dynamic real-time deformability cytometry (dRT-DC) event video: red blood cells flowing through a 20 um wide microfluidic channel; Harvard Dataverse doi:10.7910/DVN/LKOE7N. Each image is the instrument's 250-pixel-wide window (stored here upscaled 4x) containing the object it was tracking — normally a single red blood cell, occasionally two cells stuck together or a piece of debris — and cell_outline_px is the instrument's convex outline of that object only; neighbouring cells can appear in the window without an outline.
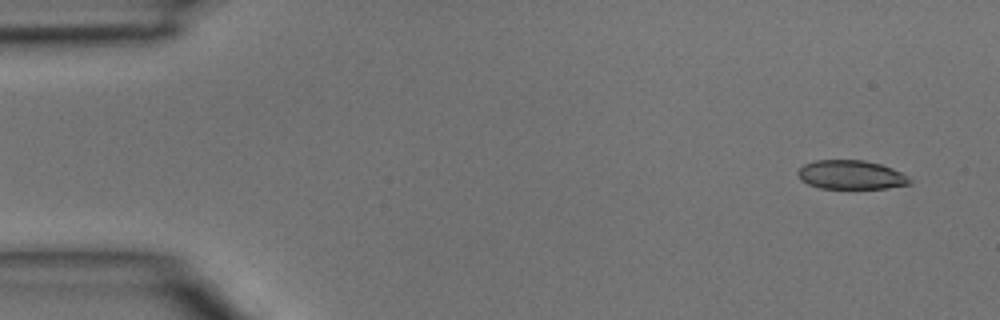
{"species": "common noctule bat (a hibernating species)", "species_latin": "Nyctalus noctula", "temperature_condition": "room temperature", "stored_images_in_passage": 5, "camera_frame_rate_fps": 3000, "um_per_image_px": 0.085, "animal": {"sex": "male", "body_mass_g": 15.6}, "frame": {"image": 1, "passage_image": 1, "time_ms": 0.0, "image_size_px": [1000, 320], "cell_outline_px": [[912, 184], [888, 188], [820, 188], [808, 184], [800, 180], [796, 172], [804, 164], [816, 160], [864, 160], [880, 164], [892, 168], [908, 176], [912, 180]], "centroid_in_image_um": [72.34, 14.86], "position_along_channel_um": 12.7, "area_um2": 18.96}}
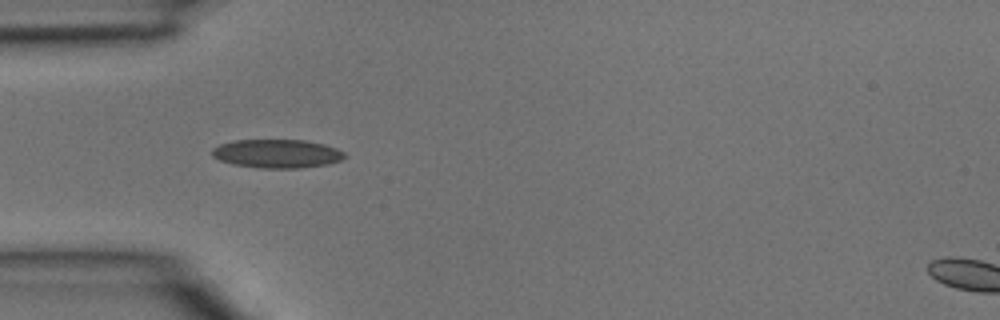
{"frame": {"image": 2, "passage_image": 3, "time_ms": 0.667, "image_size_px": [1000, 320], "cell_outline_px": [[348, 156], [340, 160], [328, 164], [300, 168], [260, 168], [232, 164], [220, 160], [212, 156], [212, 148], [220, 144], [236, 140], [304, 140], [324, 144], [336, 148], [344, 152]], "centroid_in_image_um": [23.56, 13.06], "position_along_channel_um": 61.4, "area_um2": 22.14}}
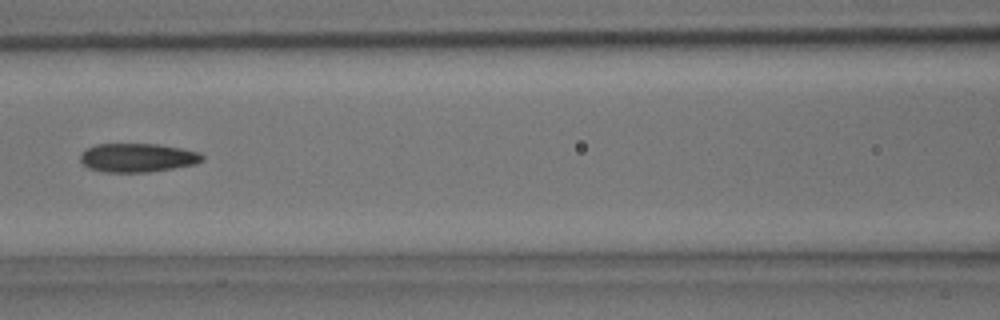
{"frame": {"image": 3, "passage_image": 5, "time_ms": 1.333, "image_size_px": [1000, 320], "cell_outline_px": [[204, 160], [196, 164], [148, 172], [104, 172], [88, 168], [80, 160], [80, 156], [88, 148], [96, 144], [156, 144], [180, 148], [200, 152], [204, 156]], "centroid_in_image_um": [11.71, 13.41], "position_along_channel_um": 154.9, "area_um2": 20.35}}